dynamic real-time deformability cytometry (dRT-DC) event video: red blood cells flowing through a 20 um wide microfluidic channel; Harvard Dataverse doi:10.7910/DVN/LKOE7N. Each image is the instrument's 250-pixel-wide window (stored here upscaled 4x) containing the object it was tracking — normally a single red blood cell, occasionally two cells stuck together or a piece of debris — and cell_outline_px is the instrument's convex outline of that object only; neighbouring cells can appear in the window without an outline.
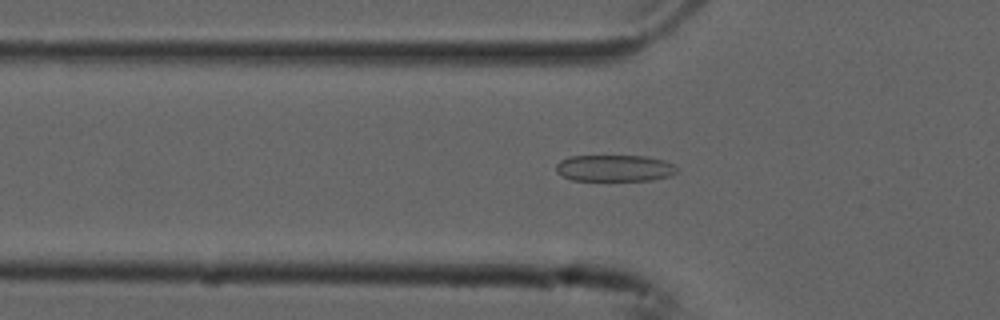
{"species": "common noctule bat (a hibernating species)", "species_latin": "Nyctalus noctula", "temperature_condition": "cold", "stored_images_in_passage": 54, "camera_frame_rate_fps": 3000, "um_per_image_px": 0.085, "animal": {"sex": "male", "forearm_length_mm": 52.5}, "frame": {"image": 1, "passage_image": 18, "time_ms": 5.667, "image_size_px": [1000, 320], "cell_outline_px": [[676, 172], [672, 176], [652, 180], [572, 180], [556, 172], [556, 164], [560, 160], [568, 156], [644, 156], [664, 160], [676, 164]], "centroid_in_image_um": [52.26, 14.29], "position_along_channel_um": 73.5, "area_um2": 18.79}}
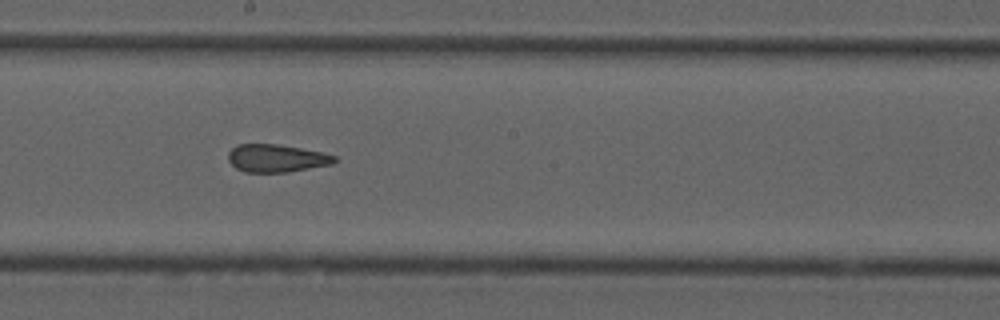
{"frame": {"image": 2, "passage_image": 30, "time_ms": 9.667, "image_size_px": [1000, 320], "cell_outline_px": [[340, 160], [332, 164], [288, 172], [244, 172], [236, 168], [228, 160], [228, 152], [236, 144], [276, 144], [324, 152], [336, 156]], "centroid_in_image_um": [23.52, 13.45], "position_along_channel_um": 224.7, "area_um2": 17.34}}
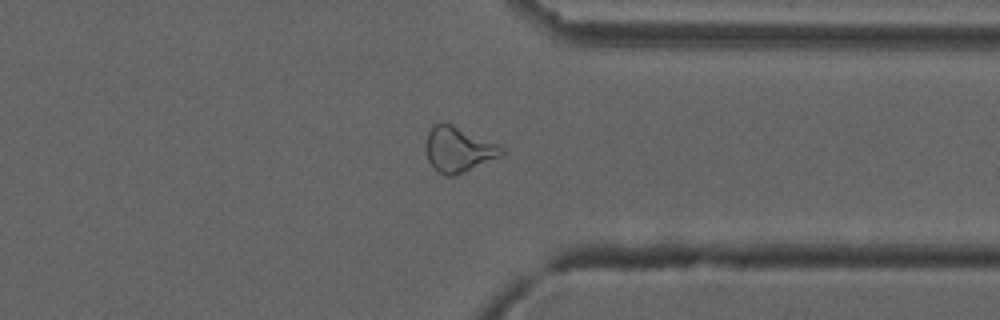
{"frame": {"image": 3, "passage_image": 42, "time_ms": 13.667, "image_size_px": [1000, 320], "cell_outline_px": [[504, 152], [500, 156], [464, 172], [452, 176], [444, 176], [436, 172], [428, 160], [424, 148], [424, 144], [428, 132], [436, 124], [452, 124], [496, 144], [504, 148]], "centroid_in_image_um": [38.91, 12.73], "position_along_channel_um": 372.5, "area_um2": 19.71}, "authors_computed_cell_mechanics": {"area_um2": 20.1722, "velocity_mm_per_s": 3.7658, "shape_relaxation_time_tau1_ms": null, "shape_relaxation_time_tau2_ms": 1.969, "deformation_change_tau1": null, "deformation_change_tau2": 0.1145}}